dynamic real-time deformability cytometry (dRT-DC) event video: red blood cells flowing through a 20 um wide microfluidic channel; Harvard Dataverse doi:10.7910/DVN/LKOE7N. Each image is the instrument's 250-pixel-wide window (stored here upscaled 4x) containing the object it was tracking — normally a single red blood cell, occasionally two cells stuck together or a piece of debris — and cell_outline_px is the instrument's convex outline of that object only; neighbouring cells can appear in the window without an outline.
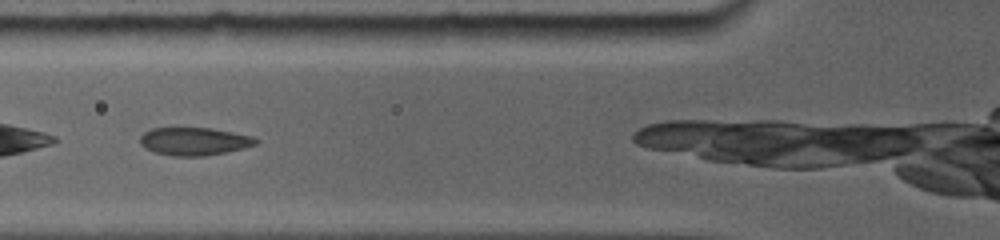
{"species": "common noctule bat (a hibernating species)", "species_latin": "Nyctalus noctula", "temperature_condition": "room temperature", "stored_images_in_passage": 10, "camera_frame_rate_fps": 5000, "um_per_image_px": 0.085, "animal": {"sex": "female", "body_mass_g": 19.0, "forearm_length_mm": 56.7}, "frame": {"image": 1, "passage_image": 6, "time_ms": 1.8, "image_size_px": [1000, 240], "cell_outline_px": [[260, 140], [256, 144], [224, 152], [204, 156], [176, 156], [156, 152], [140, 144], [140, 136], [144, 132], [152, 128], [208, 128], [248, 136]], "centroid_in_image_um": [16.45, 12.01], "position_along_channel_um": 109.4, "area_um2": 18.21}}